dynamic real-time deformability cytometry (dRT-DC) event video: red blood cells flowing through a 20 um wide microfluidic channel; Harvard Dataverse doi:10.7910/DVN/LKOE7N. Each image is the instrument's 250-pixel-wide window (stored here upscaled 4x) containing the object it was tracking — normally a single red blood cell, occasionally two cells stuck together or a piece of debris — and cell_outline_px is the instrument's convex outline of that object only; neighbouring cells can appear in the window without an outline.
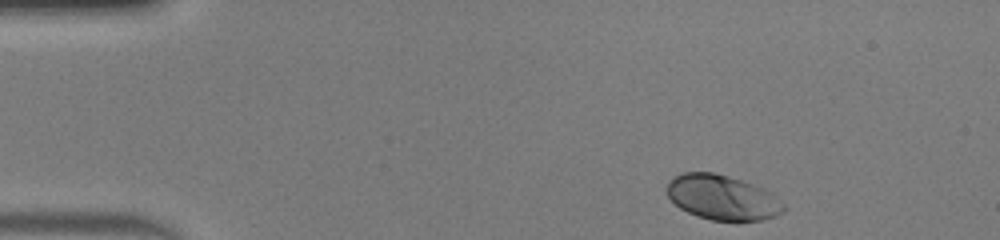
{"species": "human", "species_latin": "Homo sapiens", "temperature_condition": "warm", "stored_images_in_passage": 33, "camera_frame_rate_fps": 3000, "um_per_image_px": 0.085, "donor": {"sex": "male"}, "frame": {"image": 1, "passage_image": 1, "time_ms": 0.0, "image_size_px": [1000, 240], "cell_outline_px": [[784, 212], [776, 216], [764, 220], [736, 224], [712, 220], [696, 216], [680, 208], [668, 196], [668, 180], [672, 176], [680, 172], [712, 172], [728, 176], [752, 184], [768, 192], [784, 204]], "centroid_in_image_um": [61.39, 16.83], "position_along_channel_um": 23.6, "area_um2": 30.98}}
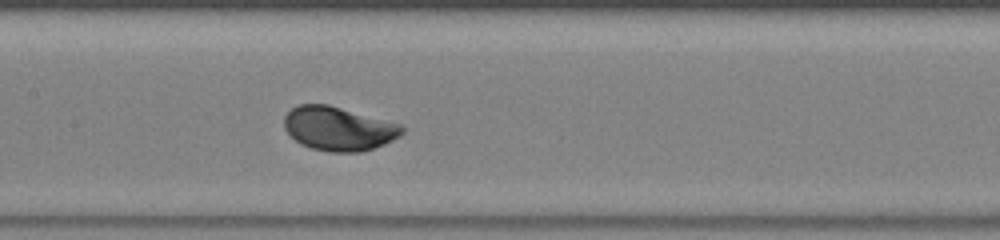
{"frame": {"image": 2, "passage_image": 19, "time_ms": 6.0, "image_size_px": [1000, 240], "cell_outline_px": [[404, 132], [400, 136], [384, 144], [360, 152], [328, 152], [312, 148], [300, 144], [284, 128], [284, 116], [292, 108], [300, 104], [328, 104], [400, 124], [404, 128]], "centroid_in_image_um": [28.77, 10.93], "position_along_channel_um": 178.6, "area_um2": 30.0}}
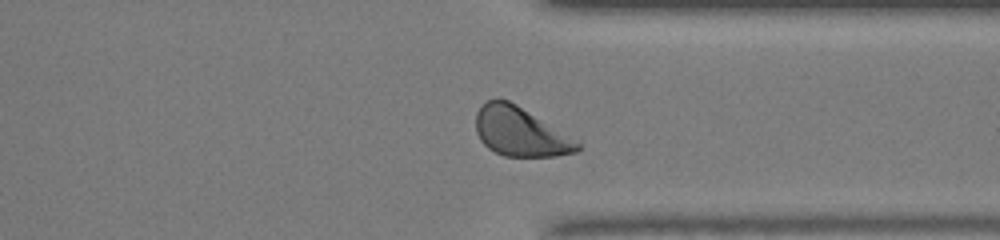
{"frame": {"image": 3, "passage_image": 33, "time_ms": 10.667, "image_size_px": [1000, 240], "cell_outline_px": [[580, 148], [576, 152], [556, 156], [504, 156], [488, 148], [480, 140], [476, 132], [476, 112], [488, 100], [508, 100], [516, 104], [580, 144]], "centroid_in_image_um": [44.16, 11.22], "position_along_channel_um": 367.2, "area_um2": 28.15}, "authors_computed_cell_mechanics": {"area_um2": 29.9982, "velocity_mm_per_s": 4.0393, "shape_relaxation_time_tau1_ms": 1.5226, "shape_relaxation_time_tau2_ms": null, "deformation_change_tau1": 0.1234, "deformation_change_tau2": null}}